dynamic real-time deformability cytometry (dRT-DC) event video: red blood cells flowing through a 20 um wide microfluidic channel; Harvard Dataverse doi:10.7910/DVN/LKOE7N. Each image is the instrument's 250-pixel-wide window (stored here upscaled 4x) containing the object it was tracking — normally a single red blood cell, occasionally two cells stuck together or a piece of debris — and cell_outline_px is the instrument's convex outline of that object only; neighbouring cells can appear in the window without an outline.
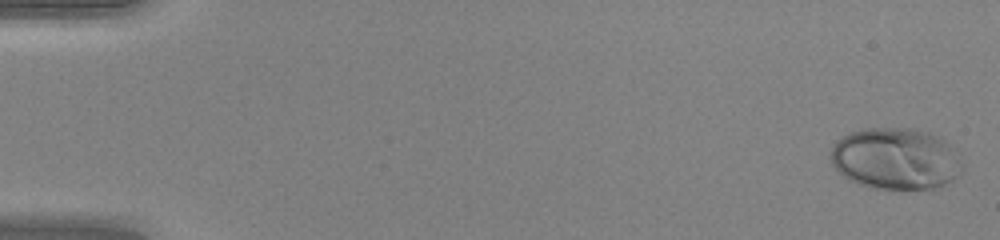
{"species": "human", "species_latin": "Homo sapiens", "temperature_condition": "warm", "stored_images_in_passage": 48, "camera_frame_rate_fps": 3000, "um_per_image_px": 0.085, "donor": {"sex": "female"}, "frame": {"image": 1, "passage_image": 1, "time_ms": 0.0, "image_size_px": [1000, 240], "cell_outline_px": [[964, 172], [940, 188], [872, 188], [848, 180], [832, 164], [832, 148], [836, 140], [852, 132], [864, 128], [912, 128], [928, 132], [940, 136], [956, 148], [964, 164]], "centroid_in_image_um": [76.22, 13.48], "position_along_channel_um": 8.8, "area_um2": 47.74}}
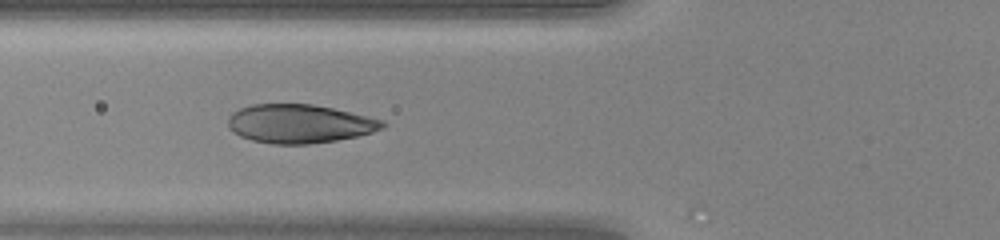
{"frame": {"image": 2, "passage_image": 19, "time_ms": 6.0, "image_size_px": [1000, 240], "cell_outline_px": [[388, 124], [384, 128], [372, 132], [356, 136], [336, 140], [308, 144], [272, 144], [252, 140], [240, 136], [232, 132], [228, 128], [228, 116], [232, 112], [240, 108], [252, 104], [312, 104], [332, 108], [368, 116], [384, 120]], "centroid_in_image_um": [25.44, 10.51], "position_along_channel_um": 100.4, "area_um2": 34.97}}
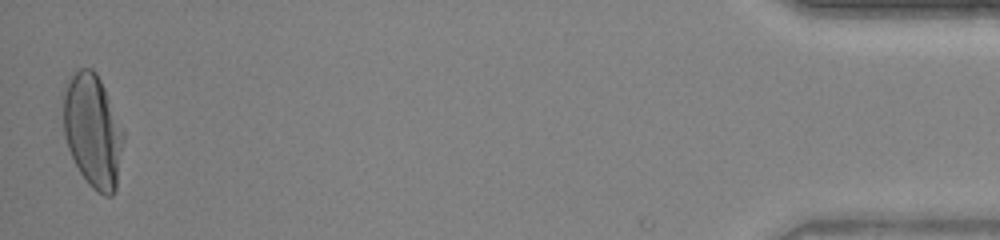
{"frame": {"image": 3, "passage_image": 48, "time_ms": 15.667, "image_size_px": [1000, 240], "cell_outline_px": [[124, 140], [116, 188], [112, 196], [104, 196], [96, 192], [88, 184], [80, 172], [68, 148], [64, 136], [64, 92], [72, 76], [80, 68], [92, 68], [96, 72], [104, 88], [124, 132]], "centroid_in_image_um": [7.9, 11.17], "position_along_channel_um": 427.3, "area_um2": 39.25}, "authors_computed_cell_mechanics": {"area_um2": 36.7608, "velocity_mm_per_s": 4.2616, "shape_relaxation_time_tau1_ms": 3.3275, "shape_relaxation_time_tau2_ms": null, "deformation_change_tau1": 0.1964, "deformation_change_tau2": null}}